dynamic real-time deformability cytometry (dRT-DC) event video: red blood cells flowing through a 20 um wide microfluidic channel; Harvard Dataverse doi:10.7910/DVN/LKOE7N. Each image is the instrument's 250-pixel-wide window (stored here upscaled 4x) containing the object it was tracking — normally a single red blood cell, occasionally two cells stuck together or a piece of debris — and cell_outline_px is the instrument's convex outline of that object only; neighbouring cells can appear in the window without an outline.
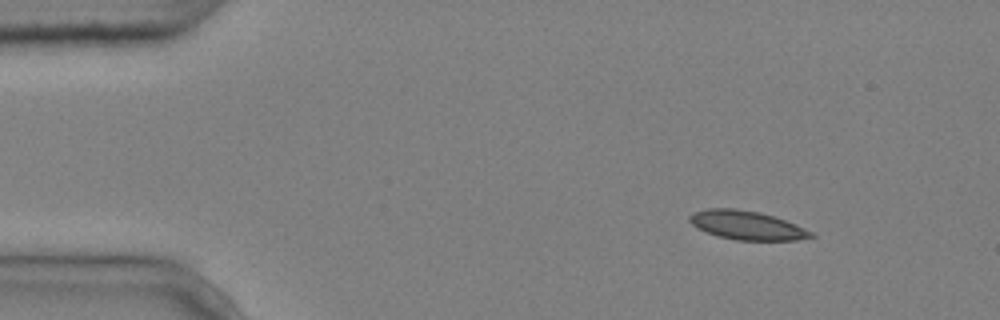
{"species": "common noctule bat (a hibernating species)", "species_latin": "Nyctalus noctula", "temperature_condition": "cold", "stored_images_in_passage": 3, "camera_frame_rate_fps": 3000, "um_per_image_px": 0.085, "animal": {"sex": "male", "body_mass_g": 20.4}, "frame": {"image": 1, "passage_image": 1, "time_ms": 0.0, "image_size_px": [1000, 320], "cell_outline_px": [[816, 236], [796, 240], [736, 240], [720, 236], [696, 228], [688, 220], [688, 216], [692, 212], [708, 208], [736, 208], [760, 212], [796, 224], [812, 232]], "centroid_in_image_um": [63.45, 19.13], "position_along_channel_um": 21.5, "area_um2": 20.35}}